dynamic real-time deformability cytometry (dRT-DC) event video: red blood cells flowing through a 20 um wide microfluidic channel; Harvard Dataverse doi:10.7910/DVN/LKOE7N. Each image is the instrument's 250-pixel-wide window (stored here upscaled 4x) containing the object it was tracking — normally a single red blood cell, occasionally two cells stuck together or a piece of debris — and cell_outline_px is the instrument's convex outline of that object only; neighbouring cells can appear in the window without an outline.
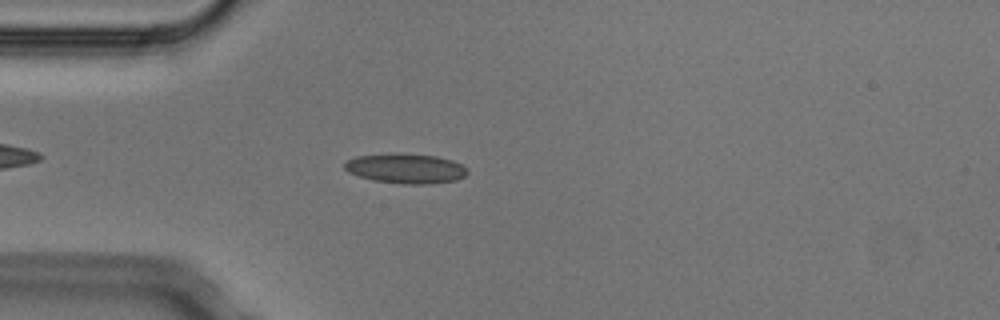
{"species": "Egyptian fruit bat (a non-hibernating species)", "species_latin": "Rousettus aegyptiacus", "temperature_condition": "cold", "stored_images_in_passage": 4, "camera_frame_rate_fps": 3000, "um_per_image_px": 0.085, "animal": {"sex": "male"}, "frame": {"image": 1, "passage_image": 4, "time_ms": 1.0, "image_size_px": [1000, 320], "cell_outline_px": [[468, 172], [464, 176], [456, 180], [432, 184], [404, 184], [372, 180], [348, 172], [344, 168], [344, 164], [348, 160], [356, 156], [388, 152], [396, 152], [436, 156], [452, 160], [468, 168]], "centroid_in_image_um": [34.48, 14.3], "position_along_channel_um": 50.5, "area_um2": 21.68}}